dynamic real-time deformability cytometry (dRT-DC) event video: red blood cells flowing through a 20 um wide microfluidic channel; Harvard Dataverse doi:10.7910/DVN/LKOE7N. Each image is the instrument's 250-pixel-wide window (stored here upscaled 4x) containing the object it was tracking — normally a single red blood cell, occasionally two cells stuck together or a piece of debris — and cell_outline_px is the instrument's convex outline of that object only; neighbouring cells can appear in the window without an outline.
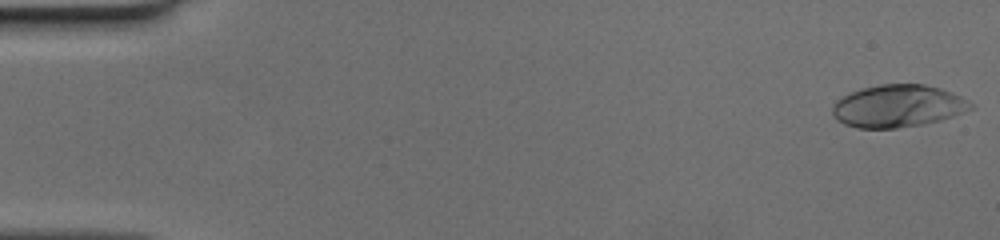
{"species": "human", "species_latin": "Homo sapiens", "temperature_condition": "cold", "stored_images_in_passage": 51, "camera_frame_rate_fps": 3000, "um_per_image_px": 0.085, "donor": {"sex": "female"}, "frame": {"image": 1, "passage_image": 1, "time_ms": 0.0, "image_size_px": [1000, 240], "cell_outline_px": [[972, 108], [952, 116], [940, 120], [920, 124], [896, 128], [856, 128], [844, 124], [836, 120], [832, 112], [832, 104], [836, 100], [852, 92], [864, 88], [880, 84], [924, 84], [940, 88], [952, 92], [968, 100], [972, 104]], "centroid_in_image_um": [76.29, 9.01], "position_along_channel_um": 8.7, "area_um2": 33.93}}
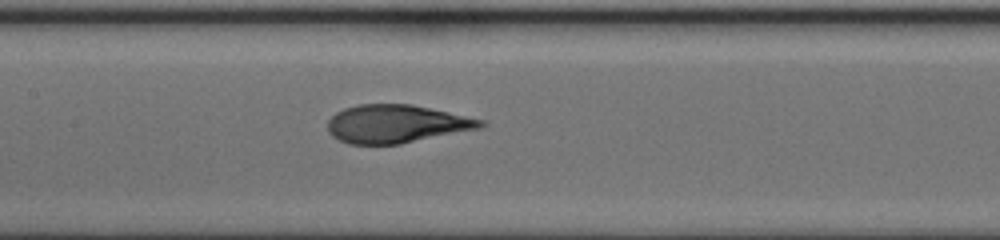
{"frame": {"image": 2, "passage_image": 25, "time_ms": 8.0, "image_size_px": [1000, 240], "cell_outline_px": [[488, 124], [484, 128], [400, 144], [348, 144], [332, 136], [328, 132], [328, 120], [336, 112], [344, 108], [360, 104], [412, 104], [484, 120]], "centroid_in_image_um": [33.72, 10.53], "position_along_channel_um": 173.7, "area_um2": 34.16}}
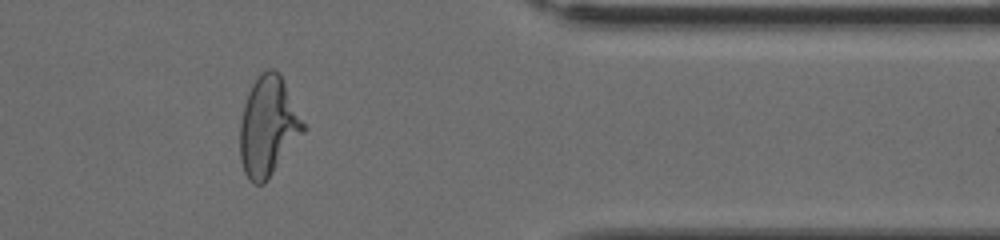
{"frame": {"image": 3, "passage_image": 42, "time_ms": 13.667, "image_size_px": [1000, 240], "cell_outline_px": [[304, 132], [264, 184], [252, 184], [248, 180], [244, 172], [240, 160], [240, 120], [244, 104], [248, 92], [256, 76], [260, 72], [268, 68], [272, 68], [280, 72], [304, 124]], "centroid_in_image_um": [22.76, 10.73], "position_along_channel_um": 388.6, "area_um2": 36.65}}